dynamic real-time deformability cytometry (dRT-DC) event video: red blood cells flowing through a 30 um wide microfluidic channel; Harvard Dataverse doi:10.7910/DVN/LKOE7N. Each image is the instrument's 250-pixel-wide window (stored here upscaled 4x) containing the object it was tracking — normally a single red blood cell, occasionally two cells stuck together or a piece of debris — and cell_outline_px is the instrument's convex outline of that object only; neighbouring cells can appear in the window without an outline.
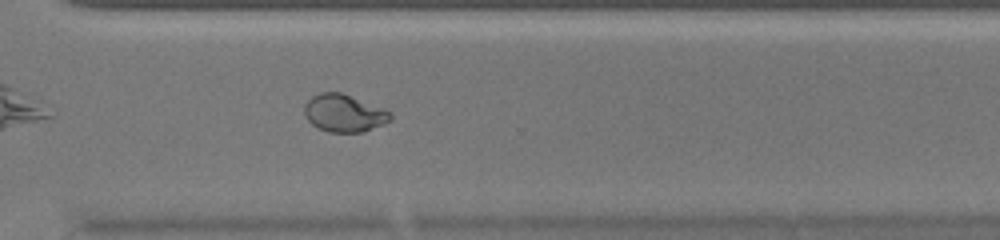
{"species": "common noctule bat (a hibernating species)", "species_latin": "Nyctalus noctula", "temperature_condition": "warm", "stored_images_in_passage": 47, "camera_frame_rate_fps": 3000, "um_per_image_px": 0.085, "animal": {"sex": "female", "body_mass_g": 20.0, "forearm_length_mm": 54.0}, "frame": {"image": 1, "passage_image": 34, "time_ms": 11.0, "image_size_px": [1000, 240], "cell_outline_px": [[392, 120], [364, 132], [328, 132], [312, 124], [308, 120], [304, 112], [304, 104], [312, 96], [320, 92], [340, 92], [392, 112]], "centroid_in_image_um": [29.24, 9.62], "position_along_channel_um": 341.4, "area_um2": 18.67}}